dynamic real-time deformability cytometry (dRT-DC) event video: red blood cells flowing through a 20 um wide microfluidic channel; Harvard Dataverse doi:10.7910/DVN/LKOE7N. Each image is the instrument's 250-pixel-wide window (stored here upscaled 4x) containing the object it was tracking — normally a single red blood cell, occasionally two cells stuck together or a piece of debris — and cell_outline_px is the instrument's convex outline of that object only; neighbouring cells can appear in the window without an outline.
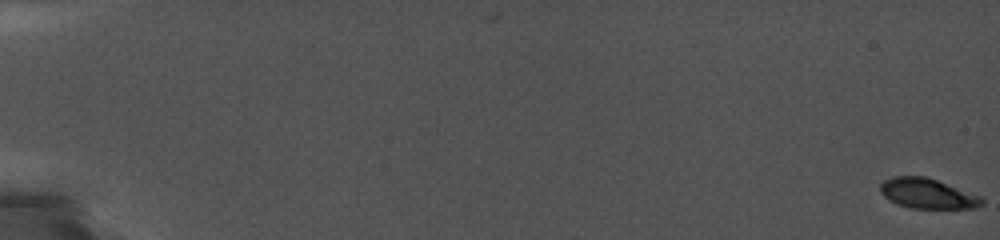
{"species": "common noctule bat (a hibernating species)", "species_latin": "Nyctalus noctula", "temperature_condition": "cold", "stored_images_in_passage": 34, "camera_frame_rate_fps": 5000, "um_per_image_px": 0.085, "animal": {"sex": "female", "body_mass_g": 19.0, "forearm_length_mm": 56.7}, "frame": {"image": 1, "passage_image": 1, "time_ms": 0.0, "image_size_px": [1000, 240], "cell_outline_px": [[984, 204], [972, 208], [912, 208], [900, 204], [884, 196], [880, 192], [880, 184], [884, 180], [892, 176], [924, 176], [984, 196]], "centroid_in_image_um": [78.89, 16.44], "position_along_channel_um": 6.1, "area_um2": 17.74}}
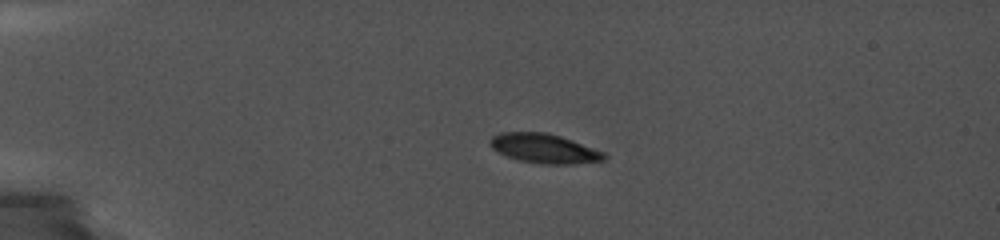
{"frame": {"image": 2, "passage_image": 19, "time_ms": 5.0, "image_size_px": [1000, 240], "cell_outline_px": [[608, 156], [604, 160], [572, 164], [548, 164], [520, 160], [508, 156], [492, 148], [488, 140], [492, 136], [500, 132], [548, 132], [572, 140], [604, 152]], "centroid_in_image_um": [46.26, 12.6], "position_along_channel_um": 38.7, "area_um2": 19.36}}